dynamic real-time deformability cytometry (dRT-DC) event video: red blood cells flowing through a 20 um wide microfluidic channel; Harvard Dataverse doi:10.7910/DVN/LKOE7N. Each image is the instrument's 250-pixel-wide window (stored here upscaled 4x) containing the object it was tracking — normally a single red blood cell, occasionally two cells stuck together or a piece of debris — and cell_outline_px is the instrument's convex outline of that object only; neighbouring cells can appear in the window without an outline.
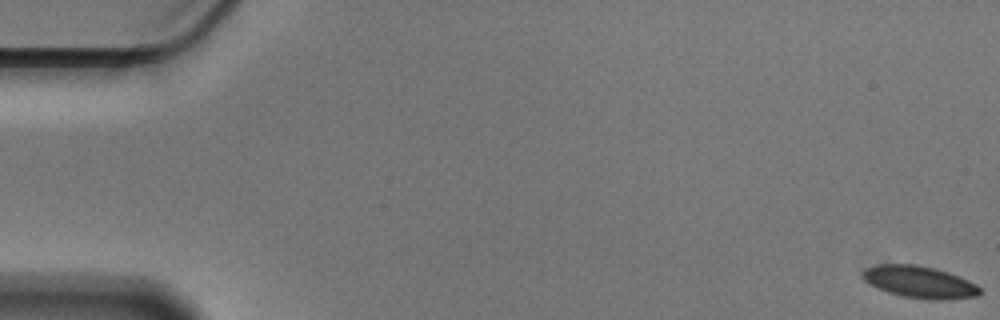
{"species": "Egyptian fruit bat (a non-hibernating species)", "species_latin": "Rousettus aegyptiacus", "temperature_condition": "cold", "stored_images_in_passage": 58, "camera_frame_rate_fps": 3000, "um_per_image_px": 0.085, "animal": {"sex": "male"}, "frame": {"image": 1, "passage_image": 1, "time_ms": 0.0, "image_size_px": [1000, 320], "cell_outline_px": [[984, 292], [980, 296], [940, 300], [904, 296], [888, 292], [864, 280], [864, 268], [876, 264], [916, 264], [936, 268], [960, 276], [976, 284]], "centroid_in_image_um": [78.23, 23.95], "position_along_channel_um": 6.8, "area_um2": 21.73}}
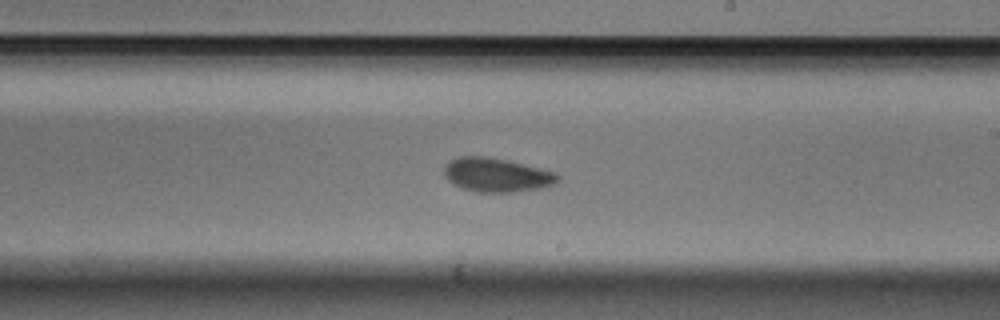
{"frame": {"image": 2, "passage_image": 34, "time_ms": 11.0, "image_size_px": [1000, 320], "cell_outline_px": [[560, 180], [556, 184], [540, 188], [516, 192], [476, 192], [460, 188], [452, 184], [444, 176], [444, 164], [448, 160], [460, 156], [488, 156], [508, 160], [556, 172], [560, 176]], "centroid_in_image_um": [42.2, 14.87], "position_along_channel_um": 246.8, "area_um2": 22.95}}
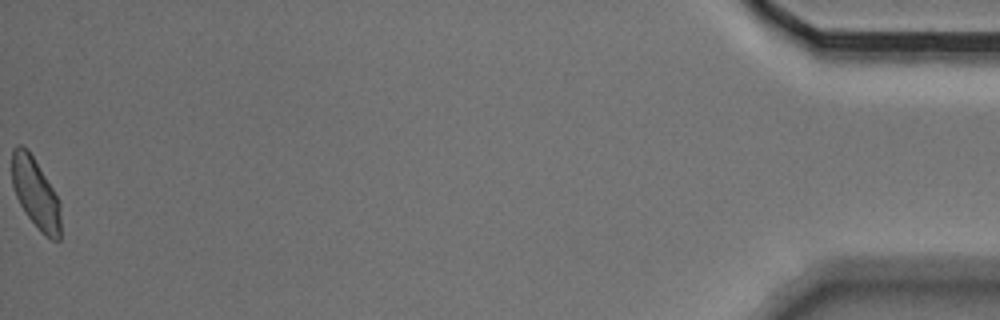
{"frame": {"image": 3, "passage_image": 58, "time_ms": 19.0, "image_size_px": [1000, 320], "cell_outline_px": [[60, 240], [52, 240], [44, 236], [40, 232], [24, 212], [16, 196], [12, 184], [12, 148], [16, 144], [20, 144], [28, 148], [60, 200]], "centroid_in_image_um": [3.02, 16.42], "position_along_channel_um": 432.2, "area_um2": 20.29}, "authors_computed_cell_mechanics": {"area_um2": 21.9062, "velocity_mm_per_s": 3.5312, "shape_relaxation_time_tau1_ms": 3.7192, "shape_relaxation_time_tau2_ms": 2.4801, "deformation_change_tau1": 0.0919, "deformation_change_tau2": 0.0621}}